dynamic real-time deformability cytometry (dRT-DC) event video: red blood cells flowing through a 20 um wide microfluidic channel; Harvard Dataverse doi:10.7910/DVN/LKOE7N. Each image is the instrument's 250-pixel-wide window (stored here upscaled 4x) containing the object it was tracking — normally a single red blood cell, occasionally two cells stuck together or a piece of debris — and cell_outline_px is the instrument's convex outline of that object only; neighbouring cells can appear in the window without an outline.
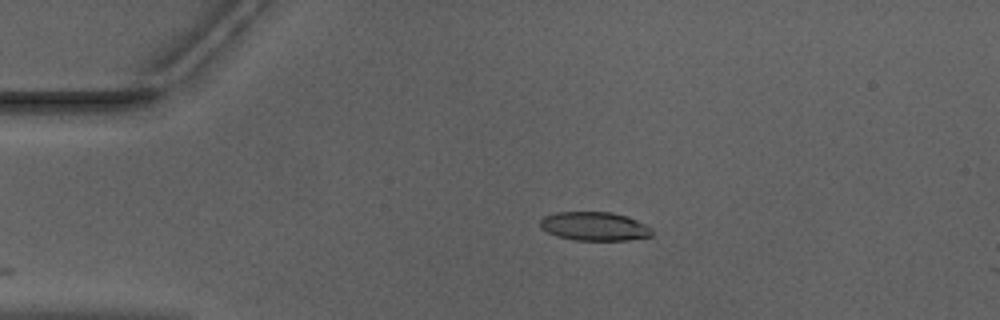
{"species": "Egyptian fruit bat (a non-hibernating species)", "species_latin": "Rousettus aegyptiacus", "temperature_condition": "warm", "stored_images_in_passage": 4, "camera_frame_rate_fps": 3000, "um_per_image_px": 0.085, "animal": {"sex": "male"}, "frame": {"image": 1, "passage_image": 1, "time_ms": 0.0, "image_size_px": [1000, 320], "cell_outline_px": [[652, 236], [628, 240], [572, 240], [556, 236], [540, 228], [540, 220], [544, 216], [556, 212], [612, 212], [628, 216], [652, 228]], "centroid_in_image_um": [50.52, 19.23], "position_along_channel_um": 34.5, "area_um2": 18.84}}